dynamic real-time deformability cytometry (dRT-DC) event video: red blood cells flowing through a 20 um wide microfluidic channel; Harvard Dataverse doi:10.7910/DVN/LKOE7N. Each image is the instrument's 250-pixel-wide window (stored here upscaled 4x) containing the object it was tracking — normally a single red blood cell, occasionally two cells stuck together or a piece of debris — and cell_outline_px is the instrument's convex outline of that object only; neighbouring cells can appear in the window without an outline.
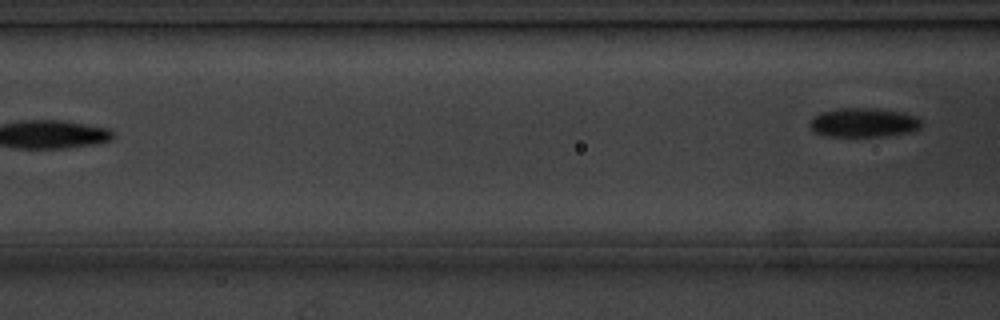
{"species": "common noctule bat (a hibernating species)", "species_latin": "Nyctalus noctula", "temperature_condition": "cold", "stored_images_in_passage": 7, "camera_frame_rate_fps": 3000, "um_per_image_px": 0.085, "animal": {"sex": "male", "body_mass_g": 20.1, "forearm_length_mm": 53.5}, "frame": {"image": 1, "passage_image": 7, "time_ms": 7.0, "image_size_px": [1000, 320], "cell_outline_px": [[924, 124], [920, 128], [908, 132], [880, 136], [828, 136], [816, 132], [808, 124], [820, 112], [836, 108], [876, 108], [900, 112], [916, 116]], "centroid_in_image_um": [73.42, 10.4], "position_along_channel_um": 93.2, "area_um2": 18.79}}